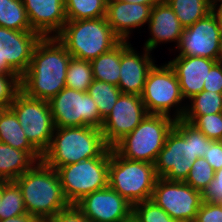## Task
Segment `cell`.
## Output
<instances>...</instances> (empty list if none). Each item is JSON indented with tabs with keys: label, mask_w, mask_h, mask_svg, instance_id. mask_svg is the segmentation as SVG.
<instances>
[{
	"label": "cell",
	"mask_w": 222,
	"mask_h": 222,
	"mask_svg": "<svg viewBox=\"0 0 222 222\" xmlns=\"http://www.w3.org/2000/svg\"><path fill=\"white\" fill-rule=\"evenodd\" d=\"M209 2H210L211 7L214 8L215 6L218 5V3L219 4L222 3V0H209Z\"/></svg>",
	"instance_id": "cell-45"
},
{
	"label": "cell",
	"mask_w": 222,
	"mask_h": 222,
	"mask_svg": "<svg viewBox=\"0 0 222 222\" xmlns=\"http://www.w3.org/2000/svg\"><path fill=\"white\" fill-rule=\"evenodd\" d=\"M93 80L91 62L71 57L66 72V87L87 92Z\"/></svg>",
	"instance_id": "cell-31"
},
{
	"label": "cell",
	"mask_w": 222,
	"mask_h": 222,
	"mask_svg": "<svg viewBox=\"0 0 222 222\" xmlns=\"http://www.w3.org/2000/svg\"><path fill=\"white\" fill-rule=\"evenodd\" d=\"M21 189L26 212L40 221L50 220L70 204L65 198L56 169L36 162L14 180Z\"/></svg>",
	"instance_id": "cell-4"
},
{
	"label": "cell",
	"mask_w": 222,
	"mask_h": 222,
	"mask_svg": "<svg viewBox=\"0 0 222 222\" xmlns=\"http://www.w3.org/2000/svg\"><path fill=\"white\" fill-rule=\"evenodd\" d=\"M217 61H222V36L219 44V53H218V58Z\"/></svg>",
	"instance_id": "cell-44"
},
{
	"label": "cell",
	"mask_w": 222,
	"mask_h": 222,
	"mask_svg": "<svg viewBox=\"0 0 222 222\" xmlns=\"http://www.w3.org/2000/svg\"><path fill=\"white\" fill-rule=\"evenodd\" d=\"M218 61L198 56H176L168 61L174 69L184 99H191L203 91L204 81Z\"/></svg>",
	"instance_id": "cell-20"
},
{
	"label": "cell",
	"mask_w": 222,
	"mask_h": 222,
	"mask_svg": "<svg viewBox=\"0 0 222 222\" xmlns=\"http://www.w3.org/2000/svg\"><path fill=\"white\" fill-rule=\"evenodd\" d=\"M175 122L166 115L148 114L113 149L123 158L154 164Z\"/></svg>",
	"instance_id": "cell-7"
},
{
	"label": "cell",
	"mask_w": 222,
	"mask_h": 222,
	"mask_svg": "<svg viewBox=\"0 0 222 222\" xmlns=\"http://www.w3.org/2000/svg\"><path fill=\"white\" fill-rule=\"evenodd\" d=\"M0 222H40V220L31 214L25 213L23 215L0 220Z\"/></svg>",
	"instance_id": "cell-41"
},
{
	"label": "cell",
	"mask_w": 222,
	"mask_h": 222,
	"mask_svg": "<svg viewBox=\"0 0 222 222\" xmlns=\"http://www.w3.org/2000/svg\"><path fill=\"white\" fill-rule=\"evenodd\" d=\"M50 222H89L88 219L83 215L82 211L75 205L70 204L68 207L59 211L53 216Z\"/></svg>",
	"instance_id": "cell-38"
},
{
	"label": "cell",
	"mask_w": 222,
	"mask_h": 222,
	"mask_svg": "<svg viewBox=\"0 0 222 222\" xmlns=\"http://www.w3.org/2000/svg\"><path fill=\"white\" fill-rule=\"evenodd\" d=\"M157 179L154 164L123 158L110 148L108 186L130 204L151 199Z\"/></svg>",
	"instance_id": "cell-6"
},
{
	"label": "cell",
	"mask_w": 222,
	"mask_h": 222,
	"mask_svg": "<svg viewBox=\"0 0 222 222\" xmlns=\"http://www.w3.org/2000/svg\"><path fill=\"white\" fill-rule=\"evenodd\" d=\"M194 222H222V204L202 202Z\"/></svg>",
	"instance_id": "cell-37"
},
{
	"label": "cell",
	"mask_w": 222,
	"mask_h": 222,
	"mask_svg": "<svg viewBox=\"0 0 222 222\" xmlns=\"http://www.w3.org/2000/svg\"><path fill=\"white\" fill-rule=\"evenodd\" d=\"M9 107L30 144L42 155L48 149L55 130L48 101L32 98L19 90Z\"/></svg>",
	"instance_id": "cell-10"
},
{
	"label": "cell",
	"mask_w": 222,
	"mask_h": 222,
	"mask_svg": "<svg viewBox=\"0 0 222 222\" xmlns=\"http://www.w3.org/2000/svg\"><path fill=\"white\" fill-rule=\"evenodd\" d=\"M188 102H190L188 104ZM186 105L184 116H201L222 113V93L202 91Z\"/></svg>",
	"instance_id": "cell-30"
},
{
	"label": "cell",
	"mask_w": 222,
	"mask_h": 222,
	"mask_svg": "<svg viewBox=\"0 0 222 222\" xmlns=\"http://www.w3.org/2000/svg\"><path fill=\"white\" fill-rule=\"evenodd\" d=\"M204 83L203 91L222 93V68L218 62L211 68Z\"/></svg>",
	"instance_id": "cell-39"
},
{
	"label": "cell",
	"mask_w": 222,
	"mask_h": 222,
	"mask_svg": "<svg viewBox=\"0 0 222 222\" xmlns=\"http://www.w3.org/2000/svg\"><path fill=\"white\" fill-rule=\"evenodd\" d=\"M56 38L73 58L88 61L109 52L122 41L105 17L67 20Z\"/></svg>",
	"instance_id": "cell-5"
},
{
	"label": "cell",
	"mask_w": 222,
	"mask_h": 222,
	"mask_svg": "<svg viewBox=\"0 0 222 222\" xmlns=\"http://www.w3.org/2000/svg\"><path fill=\"white\" fill-rule=\"evenodd\" d=\"M182 119L194 125L204 133L207 138L215 141L222 140V113L201 116H183Z\"/></svg>",
	"instance_id": "cell-33"
},
{
	"label": "cell",
	"mask_w": 222,
	"mask_h": 222,
	"mask_svg": "<svg viewBox=\"0 0 222 222\" xmlns=\"http://www.w3.org/2000/svg\"><path fill=\"white\" fill-rule=\"evenodd\" d=\"M41 35L35 31H16L0 27V73L18 74L28 69Z\"/></svg>",
	"instance_id": "cell-15"
},
{
	"label": "cell",
	"mask_w": 222,
	"mask_h": 222,
	"mask_svg": "<svg viewBox=\"0 0 222 222\" xmlns=\"http://www.w3.org/2000/svg\"><path fill=\"white\" fill-rule=\"evenodd\" d=\"M35 163L26 151L0 142V180L14 181Z\"/></svg>",
	"instance_id": "cell-23"
},
{
	"label": "cell",
	"mask_w": 222,
	"mask_h": 222,
	"mask_svg": "<svg viewBox=\"0 0 222 222\" xmlns=\"http://www.w3.org/2000/svg\"><path fill=\"white\" fill-rule=\"evenodd\" d=\"M67 20L96 19L106 16L108 0H64Z\"/></svg>",
	"instance_id": "cell-28"
},
{
	"label": "cell",
	"mask_w": 222,
	"mask_h": 222,
	"mask_svg": "<svg viewBox=\"0 0 222 222\" xmlns=\"http://www.w3.org/2000/svg\"><path fill=\"white\" fill-rule=\"evenodd\" d=\"M0 27L16 31H34L22 0H0Z\"/></svg>",
	"instance_id": "cell-26"
},
{
	"label": "cell",
	"mask_w": 222,
	"mask_h": 222,
	"mask_svg": "<svg viewBox=\"0 0 222 222\" xmlns=\"http://www.w3.org/2000/svg\"><path fill=\"white\" fill-rule=\"evenodd\" d=\"M121 1L131 2V3H140L143 5H150L151 7H153L164 0H121Z\"/></svg>",
	"instance_id": "cell-42"
},
{
	"label": "cell",
	"mask_w": 222,
	"mask_h": 222,
	"mask_svg": "<svg viewBox=\"0 0 222 222\" xmlns=\"http://www.w3.org/2000/svg\"><path fill=\"white\" fill-rule=\"evenodd\" d=\"M211 141L190 122L176 120L154 163L158 178L184 182L195 160L206 154Z\"/></svg>",
	"instance_id": "cell-2"
},
{
	"label": "cell",
	"mask_w": 222,
	"mask_h": 222,
	"mask_svg": "<svg viewBox=\"0 0 222 222\" xmlns=\"http://www.w3.org/2000/svg\"><path fill=\"white\" fill-rule=\"evenodd\" d=\"M48 103L55 128L92 126L101 129L103 119L87 92L65 87Z\"/></svg>",
	"instance_id": "cell-11"
},
{
	"label": "cell",
	"mask_w": 222,
	"mask_h": 222,
	"mask_svg": "<svg viewBox=\"0 0 222 222\" xmlns=\"http://www.w3.org/2000/svg\"><path fill=\"white\" fill-rule=\"evenodd\" d=\"M133 222H175L151 199L133 205Z\"/></svg>",
	"instance_id": "cell-32"
},
{
	"label": "cell",
	"mask_w": 222,
	"mask_h": 222,
	"mask_svg": "<svg viewBox=\"0 0 222 222\" xmlns=\"http://www.w3.org/2000/svg\"><path fill=\"white\" fill-rule=\"evenodd\" d=\"M148 114L140 95L121 93L111 113L103 119L101 132L106 145L113 148Z\"/></svg>",
	"instance_id": "cell-13"
},
{
	"label": "cell",
	"mask_w": 222,
	"mask_h": 222,
	"mask_svg": "<svg viewBox=\"0 0 222 222\" xmlns=\"http://www.w3.org/2000/svg\"><path fill=\"white\" fill-rule=\"evenodd\" d=\"M87 93L94 100L102 119L108 116L115 106L120 94L118 86L104 81L93 80Z\"/></svg>",
	"instance_id": "cell-27"
},
{
	"label": "cell",
	"mask_w": 222,
	"mask_h": 222,
	"mask_svg": "<svg viewBox=\"0 0 222 222\" xmlns=\"http://www.w3.org/2000/svg\"><path fill=\"white\" fill-rule=\"evenodd\" d=\"M71 57L56 36L41 37L28 69L20 78V90L32 98L49 101L66 87Z\"/></svg>",
	"instance_id": "cell-1"
},
{
	"label": "cell",
	"mask_w": 222,
	"mask_h": 222,
	"mask_svg": "<svg viewBox=\"0 0 222 222\" xmlns=\"http://www.w3.org/2000/svg\"><path fill=\"white\" fill-rule=\"evenodd\" d=\"M27 213L21 189L14 181L3 180L0 220Z\"/></svg>",
	"instance_id": "cell-29"
},
{
	"label": "cell",
	"mask_w": 222,
	"mask_h": 222,
	"mask_svg": "<svg viewBox=\"0 0 222 222\" xmlns=\"http://www.w3.org/2000/svg\"><path fill=\"white\" fill-rule=\"evenodd\" d=\"M2 194H3V180H0V204L2 200Z\"/></svg>",
	"instance_id": "cell-46"
},
{
	"label": "cell",
	"mask_w": 222,
	"mask_h": 222,
	"mask_svg": "<svg viewBox=\"0 0 222 222\" xmlns=\"http://www.w3.org/2000/svg\"><path fill=\"white\" fill-rule=\"evenodd\" d=\"M20 78L18 74L0 73V108H7L13 102L20 90Z\"/></svg>",
	"instance_id": "cell-35"
},
{
	"label": "cell",
	"mask_w": 222,
	"mask_h": 222,
	"mask_svg": "<svg viewBox=\"0 0 222 222\" xmlns=\"http://www.w3.org/2000/svg\"><path fill=\"white\" fill-rule=\"evenodd\" d=\"M89 222H130L133 205L109 186L96 190L75 204Z\"/></svg>",
	"instance_id": "cell-16"
},
{
	"label": "cell",
	"mask_w": 222,
	"mask_h": 222,
	"mask_svg": "<svg viewBox=\"0 0 222 222\" xmlns=\"http://www.w3.org/2000/svg\"><path fill=\"white\" fill-rule=\"evenodd\" d=\"M215 170L204 157H198L184 182L202 192L213 180Z\"/></svg>",
	"instance_id": "cell-34"
},
{
	"label": "cell",
	"mask_w": 222,
	"mask_h": 222,
	"mask_svg": "<svg viewBox=\"0 0 222 222\" xmlns=\"http://www.w3.org/2000/svg\"><path fill=\"white\" fill-rule=\"evenodd\" d=\"M202 201L222 204V168L215 171L213 180L202 191Z\"/></svg>",
	"instance_id": "cell-36"
},
{
	"label": "cell",
	"mask_w": 222,
	"mask_h": 222,
	"mask_svg": "<svg viewBox=\"0 0 222 222\" xmlns=\"http://www.w3.org/2000/svg\"><path fill=\"white\" fill-rule=\"evenodd\" d=\"M181 25L187 28L213 11L209 0H165Z\"/></svg>",
	"instance_id": "cell-25"
},
{
	"label": "cell",
	"mask_w": 222,
	"mask_h": 222,
	"mask_svg": "<svg viewBox=\"0 0 222 222\" xmlns=\"http://www.w3.org/2000/svg\"><path fill=\"white\" fill-rule=\"evenodd\" d=\"M211 167L217 171L222 168V142L212 140L203 156Z\"/></svg>",
	"instance_id": "cell-40"
},
{
	"label": "cell",
	"mask_w": 222,
	"mask_h": 222,
	"mask_svg": "<svg viewBox=\"0 0 222 222\" xmlns=\"http://www.w3.org/2000/svg\"><path fill=\"white\" fill-rule=\"evenodd\" d=\"M218 63L221 65V68H222V61H218Z\"/></svg>",
	"instance_id": "cell-47"
},
{
	"label": "cell",
	"mask_w": 222,
	"mask_h": 222,
	"mask_svg": "<svg viewBox=\"0 0 222 222\" xmlns=\"http://www.w3.org/2000/svg\"><path fill=\"white\" fill-rule=\"evenodd\" d=\"M0 142L26 151L36 162L42 160V155L30 144L14 111L10 108H0Z\"/></svg>",
	"instance_id": "cell-22"
},
{
	"label": "cell",
	"mask_w": 222,
	"mask_h": 222,
	"mask_svg": "<svg viewBox=\"0 0 222 222\" xmlns=\"http://www.w3.org/2000/svg\"><path fill=\"white\" fill-rule=\"evenodd\" d=\"M151 200L177 222H194L202 204V192L186 182L158 178Z\"/></svg>",
	"instance_id": "cell-12"
},
{
	"label": "cell",
	"mask_w": 222,
	"mask_h": 222,
	"mask_svg": "<svg viewBox=\"0 0 222 222\" xmlns=\"http://www.w3.org/2000/svg\"><path fill=\"white\" fill-rule=\"evenodd\" d=\"M31 28L42 37L56 36L67 22L64 0H22Z\"/></svg>",
	"instance_id": "cell-18"
},
{
	"label": "cell",
	"mask_w": 222,
	"mask_h": 222,
	"mask_svg": "<svg viewBox=\"0 0 222 222\" xmlns=\"http://www.w3.org/2000/svg\"><path fill=\"white\" fill-rule=\"evenodd\" d=\"M110 157H95L57 169L61 187L69 204L108 186Z\"/></svg>",
	"instance_id": "cell-9"
},
{
	"label": "cell",
	"mask_w": 222,
	"mask_h": 222,
	"mask_svg": "<svg viewBox=\"0 0 222 222\" xmlns=\"http://www.w3.org/2000/svg\"><path fill=\"white\" fill-rule=\"evenodd\" d=\"M95 157H110L101 129L92 126L55 128L42 162L58 169L72 163Z\"/></svg>",
	"instance_id": "cell-3"
},
{
	"label": "cell",
	"mask_w": 222,
	"mask_h": 222,
	"mask_svg": "<svg viewBox=\"0 0 222 222\" xmlns=\"http://www.w3.org/2000/svg\"><path fill=\"white\" fill-rule=\"evenodd\" d=\"M222 36V24L212 11L206 17L184 28L176 47L177 56H198L217 61Z\"/></svg>",
	"instance_id": "cell-14"
},
{
	"label": "cell",
	"mask_w": 222,
	"mask_h": 222,
	"mask_svg": "<svg viewBox=\"0 0 222 222\" xmlns=\"http://www.w3.org/2000/svg\"><path fill=\"white\" fill-rule=\"evenodd\" d=\"M149 50L138 53L129 41H121L120 78L122 93L141 95L149 71L155 65Z\"/></svg>",
	"instance_id": "cell-17"
},
{
	"label": "cell",
	"mask_w": 222,
	"mask_h": 222,
	"mask_svg": "<svg viewBox=\"0 0 222 222\" xmlns=\"http://www.w3.org/2000/svg\"><path fill=\"white\" fill-rule=\"evenodd\" d=\"M140 97L149 114L166 115L174 120L184 116L187 102L182 104L185 99L177 75L169 63L161 66L155 64L152 67ZM172 109L175 113L171 116Z\"/></svg>",
	"instance_id": "cell-8"
},
{
	"label": "cell",
	"mask_w": 222,
	"mask_h": 222,
	"mask_svg": "<svg viewBox=\"0 0 222 222\" xmlns=\"http://www.w3.org/2000/svg\"><path fill=\"white\" fill-rule=\"evenodd\" d=\"M121 42L107 53L91 60L93 79L118 86L120 78Z\"/></svg>",
	"instance_id": "cell-24"
},
{
	"label": "cell",
	"mask_w": 222,
	"mask_h": 222,
	"mask_svg": "<svg viewBox=\"0 0 222 222\" xmlns=\"http://www.w3.org/2000/svg\"><path fill=\"white\" fill-rule=\"evenodd\" d=\"M213 11L217 14L219 21L222 24V3L218 4L213 8Z\"/></svg>",
	"instance_id": "cell-43"
},
{
	"label": "cell",
	"mask_w": 222,
	"mask_h": 222,
	"mask_svg": "<svg viewBox=\"0 0 222 222\" xmlns=\"http://www.w3.org/2000/svg\"><path fill=\"white\" fill-rule=\"evenodd\" d=\"M151 9L150 5L108 0L105 18L114 33L122 41H128L133 32L132 29L149 22Z\"/></svg>",
	"instance_id": "cell-19"
},
{
	"label": "cell",
	"mask_w": 222,
	"mask_h": 222,
	"mask_svg": "<svg viewBox=\"0 0 222 222\" xmlns=\"http://www.w3.org/2000/svg\"><path fill=\"white\" fill-rule=\"evenodd\" d=\"M147 24L151 37L144 43V48L151 52L158 44L168 42H176L175 48L178 46L184 27L165 0L152 7Z\"/></svg>",
	"instance_id": "cell-21"
}]
</instances>
